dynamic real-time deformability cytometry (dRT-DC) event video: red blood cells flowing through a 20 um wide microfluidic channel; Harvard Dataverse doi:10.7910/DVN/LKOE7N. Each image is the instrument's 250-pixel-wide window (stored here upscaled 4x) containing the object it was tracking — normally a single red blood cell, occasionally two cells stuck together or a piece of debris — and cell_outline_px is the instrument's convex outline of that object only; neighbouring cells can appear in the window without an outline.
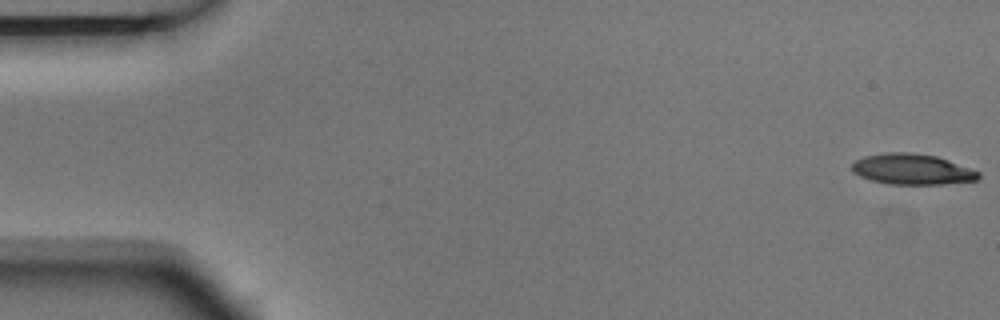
{"species": "Egyptian fruit bat (a non-hibernating species)", "species_latin": "Rousettus aegyptiacus", "temperature_condition": "room temperature", "stored_images_in_passage": 5, "camera_frame_rate_fps": 3000, "um_per_image_px": 0.085, "animal": {"sex": "male"}, "frame": {"image": 1, "passage_image": 1, "time_ms": 0.0, "image_size_px": [1000, 320], "cell_outline_px": [[980, 176], [976, 180], [944, 184], [888, 184], [872, 180], [860, 176], [852, 172], [852, 164], [856, 160], [864, 156], [884, 152], [912, 152], [936, 156], [948, 160], [980, 172]], "centroid_in_image_um": [77.51, 14.38], "position_along_channel_um": 7.5, "area_um2": 22.6}}
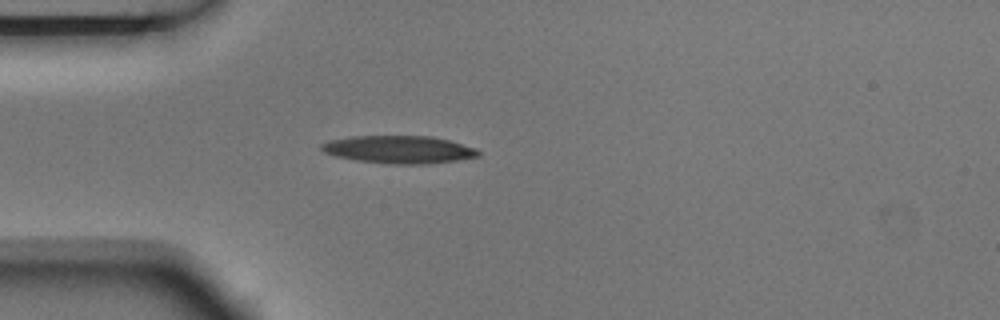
{"frame": {"image": 2, "passage_image": 5, "time_ms": 1.333, "image_size_px": [1000, 320], "cell_outline_px": [[480, 156], [456, 160], [428, 164], [388, 164], [356, 160], [336, 156], [324, 152], [320, 148], [320, 144], [328, 140], [352, 136], [432, 136], [448, 140], [476, 148], [480, 152]], "centroid_in_image_um": [33.89, 12.71], "position_along_channel_um": 51.1, "area_um2": 25.37}}